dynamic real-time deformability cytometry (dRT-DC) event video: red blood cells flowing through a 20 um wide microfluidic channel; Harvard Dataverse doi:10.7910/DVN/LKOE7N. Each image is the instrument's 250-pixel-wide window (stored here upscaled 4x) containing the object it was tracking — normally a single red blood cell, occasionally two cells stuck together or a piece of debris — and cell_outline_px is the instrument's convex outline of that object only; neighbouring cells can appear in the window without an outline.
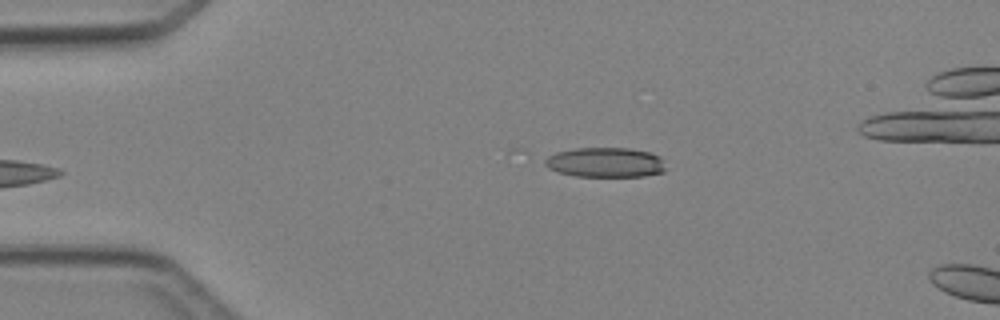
{"species": "Egyptian fruit bat (a non-hibernating species)", "species_latin": "Rousettus aegyptiacus", "temperature_condition": "cold", "stored_images_in_passage": 3, "camera_frame_rate_fps": 3000, "um_per_image_px": 0.085, "animal": {"sex": "female"}, "frame": {"image": 1, "passage_image": 3, "time_ms": 2.333, "image_size_px": [1000, 320], "cell_outline_px": [[668, 168], [664, 172], [644, 176], [576, 176], [560, 172], [548, 168], [544, 164], [544, 160], [548, 156], [556, 152], [576, 148], [628, 148], [648, 152], [660, 156], [664, 160]], "centroid_in_image_um": [51.5, 13.8], "position_along_channel_um": 33.5, "area_um2": 21.1}}